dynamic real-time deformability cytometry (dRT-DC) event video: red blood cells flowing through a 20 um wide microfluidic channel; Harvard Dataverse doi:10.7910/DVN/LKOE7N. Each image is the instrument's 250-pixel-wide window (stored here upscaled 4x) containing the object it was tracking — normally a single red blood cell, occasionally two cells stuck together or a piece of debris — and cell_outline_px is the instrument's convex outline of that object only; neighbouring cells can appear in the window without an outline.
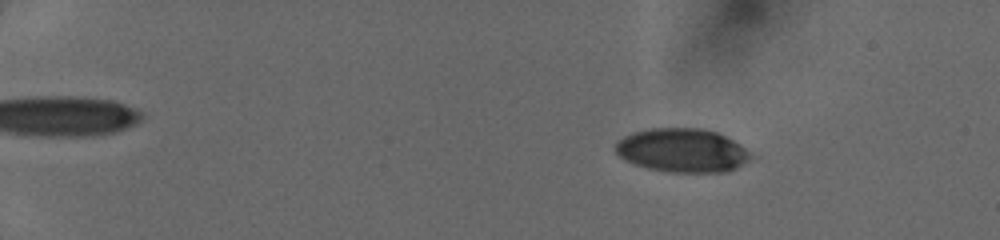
{"species": "human", "species_latin": "Homo sapiens", "temperature_condition": "cold", "stored_images_in_passage": 53, "camera_frame_rate_fps": 3000, "um_per_image_px": 0.085, "donor": {"sex": "female"}, "frame": {"image": 1, "passage_image": 9, "time_ms": 2.667, "image_size_px": [1000, 240], "cell_outline_px": [[756, 156], [744, 164], [728, 172], [672, 172], [648, 168], [636, 164], [620, 156], [612, 148], [624, 136], [632, 132], [652, 128], [700, 128], [716, 132], [740, 144], [752, 152]], "centroid_in_image_um": [58.05, 12.78], "position_along_channel_um": 27.0, "area_um2": 34.56}}
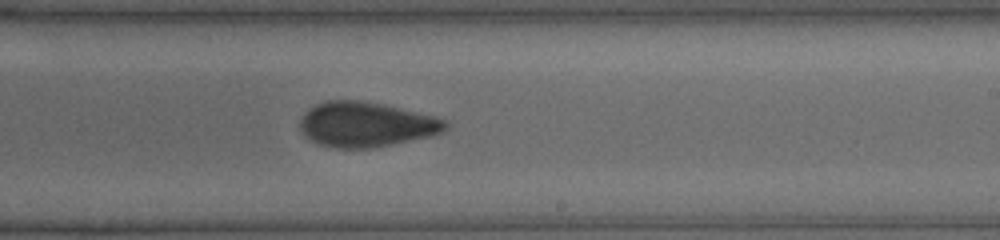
{"frame": {"image": 2, "passage_image": 34, "time_ms": 11.0, "image_size_px": [1000, 240], "cell_outline_px": [[448, 128], [432, 136], [376, 148], [336, 148], [320, 144], [304, 136], [300, 128], [300, 120], [316, 104], [328, 100], [360, 100], [384, 104], [436, 116], [448, 120]], "centroid_in_image_um": [31.18, 10.58], "position_along_channel_um": 257.8, "area_um2": 38.21}}
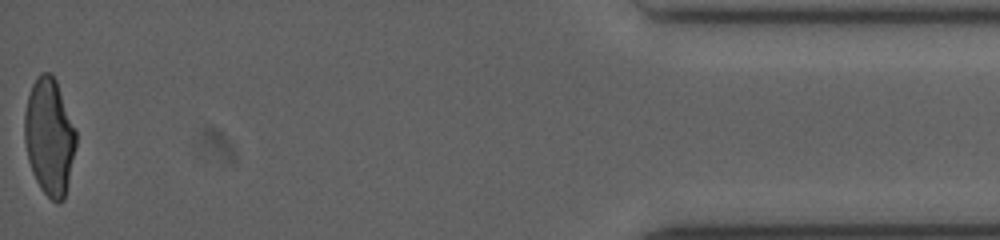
{"frame": {"image": 3, "passage_image": 53, "time_ms": 16.667, "image_size_px": [1000, 240], "cell_outline_px": [[76, 144], [64, 200], [60, 204], [56, 204], [40, 188], [32, 172], [28, 160], [24, 140], [24, 112], [28, 96], [32, 84], [36, 76], [40, 72], [48, 72], [56, 80], [76, 132]], "centroid_in_image_um": [4.17, 11.63], "position_along_channel_um": 431.0, "area_um2": 34.91}}